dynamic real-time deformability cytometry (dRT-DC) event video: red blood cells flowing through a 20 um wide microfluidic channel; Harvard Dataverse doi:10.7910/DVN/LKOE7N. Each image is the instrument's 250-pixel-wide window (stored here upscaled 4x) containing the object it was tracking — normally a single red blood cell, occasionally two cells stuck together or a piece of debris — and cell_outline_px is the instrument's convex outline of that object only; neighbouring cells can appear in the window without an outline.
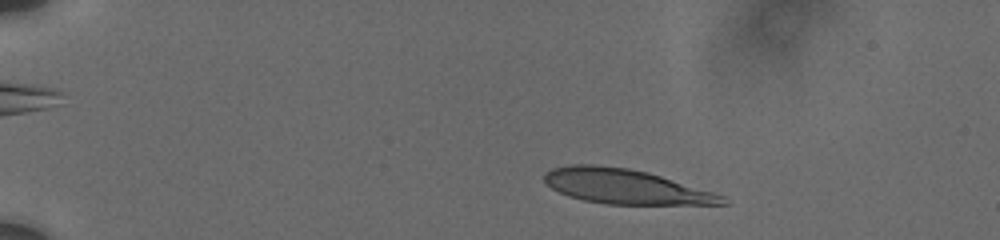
{"species": "human", "species_latin": "Homo sapiens", "temperature_condition": "cold", "stored_images_in_passage": 41, "camera_frame_rate_fps": 3000, "um_per_image_px": 0.085, "donor": {"sex": "male"}, "frame": {"image": 1, "passage_image": 5, "time_ms": 1.667, "image_size_px": [1000, 240], "cell_outline_px": [[728, 204], [604, 204], [584, 200], [568, 196], [552, 188], [544, 180], [544, 172], [552, 168], [572, 164], [596, 164], [628, 168], [648, 172], [724, 196]], "centroid_in_image_um": [53.1, 15.84], "position_along_channel_um": 31.9, "area_um2": 35.66}}
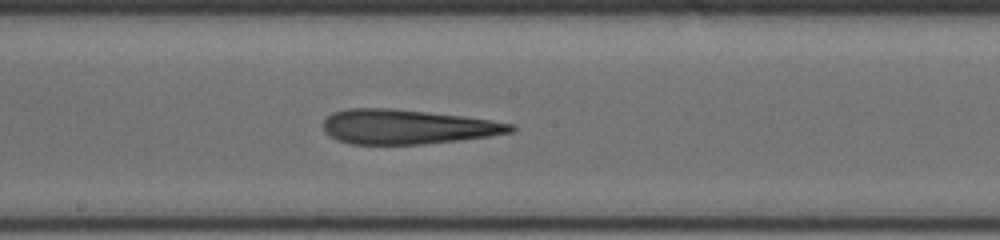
{"frame": {"image": 2, "passage_image": 23, "time_ms": 9.0, "image_size_px": [1000, 240], "cell_outline_px": [[516, 128], [512, 132], [488, 136], [460, 140], [424, 144], [348, 144], [336, 140], [328, 136], [324, 132], [324, 120], [332, 112], [348, 108], [392, 108], [464, 116], [492, 120], [516, 124]], "centroid_in_image_um": [34.6, 10.78], "position_along_channel_um": 213.6, "area_um2": 38.03}}
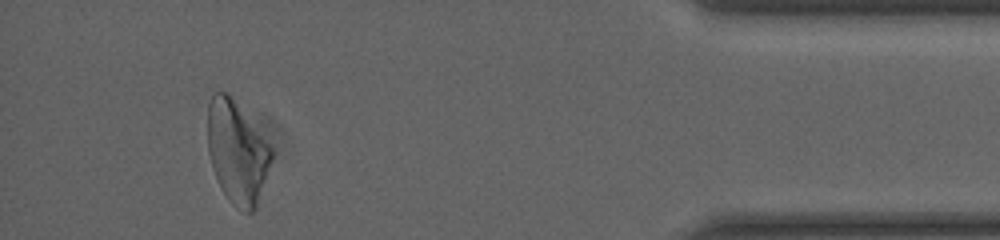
{"frame": {"image": 3, "passage_image": 39, "time_ms": 15.667, "image_size_px": [1000, 240], "cell_outline_px": [[272, 160], [256, 208], [252, 212], [244, 212], [236, 208], [228, 200], [212, 168], [208, 152], [208, 104], [212, 96], [216, 92], [228, 92], [272, 148]], "centroid_in_image_um": [20.15, 12.96], "position_along_channel_um": 415.1, "area_um2": 37.69}, "authors_computed_cell_mechanics": {"area_um2": 37.6278, "velocity_mm_per_s": 3.7322, "shape_relaxation_time_tau1_ms": null, "shape_relaxation_time_tau2_ms": 5.1899, "deformation_change_tau1": null, "deformation_change_tau2": 0.1892}}